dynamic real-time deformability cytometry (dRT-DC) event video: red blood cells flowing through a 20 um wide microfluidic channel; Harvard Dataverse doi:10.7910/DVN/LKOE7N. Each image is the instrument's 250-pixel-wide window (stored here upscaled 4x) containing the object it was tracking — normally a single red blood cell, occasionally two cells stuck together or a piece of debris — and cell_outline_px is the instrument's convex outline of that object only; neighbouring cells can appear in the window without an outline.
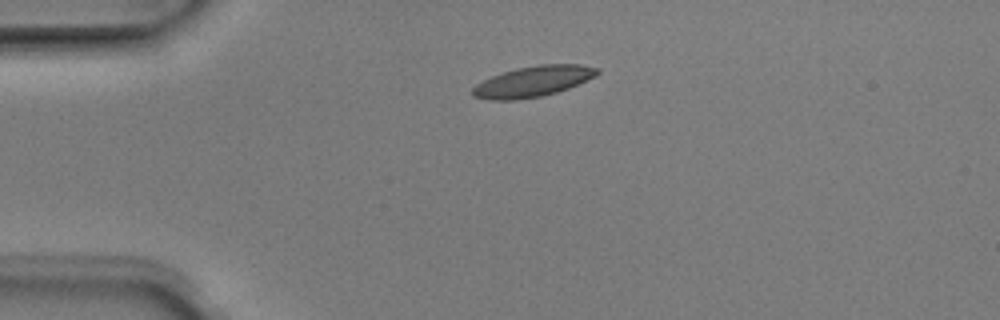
{"species": "Egyptian fruit bat (a non-hibernating species)", "species_latin": "Rousettus aegyptiacus", "temperature_condition": "room temperature", "stored_images_in_passage": 2, "camera_frame_rate_fps": 3000, "um_per_image_px": 0.085, "animal": {"sex": "male"}, "frame": {"image": 1, "passage_image": 1, "time_ms": 0.0, "image_size_px": [1000, 320], "cell_outline_px": [[600, 72], [596, 76], [568, 88], [556, 92], [540, 96], [516, 100], [488, 100], [472, 96], [472, 88], [476, 84], [492, 76], [516, 68], [540, 64], [580, 64], [600, 68]], "centroid_in_image_um": [45.31, 6.92], "position_along_channel_um": 39.7, "area_um2": 22.25}}